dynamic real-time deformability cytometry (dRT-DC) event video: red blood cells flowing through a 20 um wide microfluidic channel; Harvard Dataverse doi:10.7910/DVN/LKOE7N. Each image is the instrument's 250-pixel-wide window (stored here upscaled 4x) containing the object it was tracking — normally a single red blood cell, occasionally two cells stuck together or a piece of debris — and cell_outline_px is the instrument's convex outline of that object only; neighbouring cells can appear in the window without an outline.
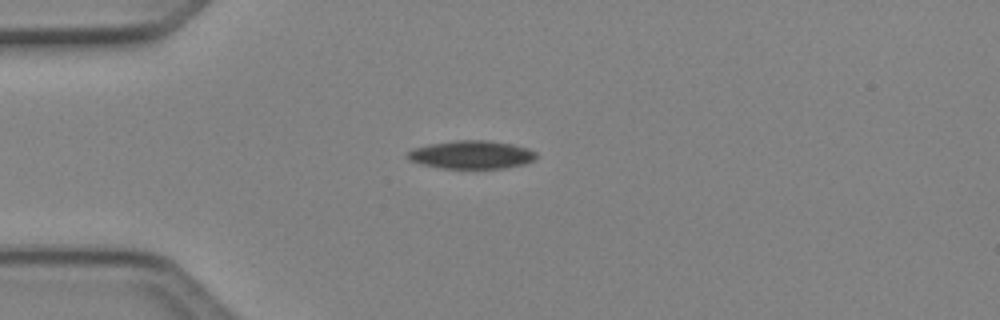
{"species": "Egyptian fruit bat (a non-hibernating species)", "species_latin": "Rousettus aegyptiacus", "temperature_condition": "cold", "stored_images_in_passage": 2, "camera_frame_rate_fps": 3000, "um_per_image_px": 0.085, "animal": {"sex": "female"}, "frame": {"image": 1, "passage_image": 2, "time_ms": 0.333, "image_size_px": [1000, 320], "cell_outline_px": [[536, 156], [532, 160], [524, 164], [504, 168], [440, 168], [408, 160], [404, 156], [412, 148], [428, 144], [456, 140], [488, 140], [512, 144], [528, 148], [536, 152]], "centroid_in_image_um": [40.04, 13.14], "position_along_channel_um": 45.0, "area_um2": 21.15}}